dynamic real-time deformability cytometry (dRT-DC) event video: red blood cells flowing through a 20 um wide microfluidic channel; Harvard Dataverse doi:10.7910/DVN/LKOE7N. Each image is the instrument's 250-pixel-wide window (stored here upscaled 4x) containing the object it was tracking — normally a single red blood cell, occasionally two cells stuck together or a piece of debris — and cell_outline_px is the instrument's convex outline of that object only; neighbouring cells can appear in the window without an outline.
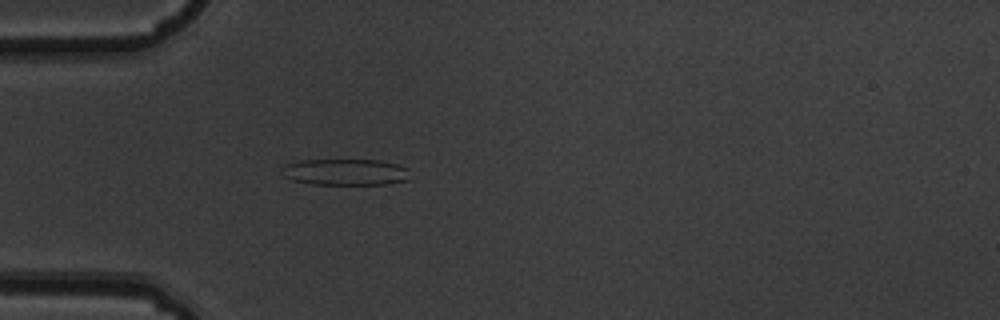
{"species": "common noctule bat (a hibernating species)", "species_latin": "Nyctalus noctula", "temperature_condition": "warm", "stored_images_in_passage": 5, "camera_frame_rate_fps": 3000, "um_per_image_px": 0.085, "animal": {"sex": "male", "body_mass_g": 19.5, "forearm_length_mm": 54.6}, "frame": {"image": 1, "passage_image": 5, "time_ms": 1.333, "image_size_px": [1000, 320], "cell_outline_px": [[408, 180], [384, 184], [312, 184], [292, 180], [284, 176], [280, 168], [284, 164], [300, 160], [380, 160], [396, 164], [408, 168]], "centroid_in_image_um": [29.31, 14.62], "position_along_channel_um": 55.7, "area_um2": 19.71}}